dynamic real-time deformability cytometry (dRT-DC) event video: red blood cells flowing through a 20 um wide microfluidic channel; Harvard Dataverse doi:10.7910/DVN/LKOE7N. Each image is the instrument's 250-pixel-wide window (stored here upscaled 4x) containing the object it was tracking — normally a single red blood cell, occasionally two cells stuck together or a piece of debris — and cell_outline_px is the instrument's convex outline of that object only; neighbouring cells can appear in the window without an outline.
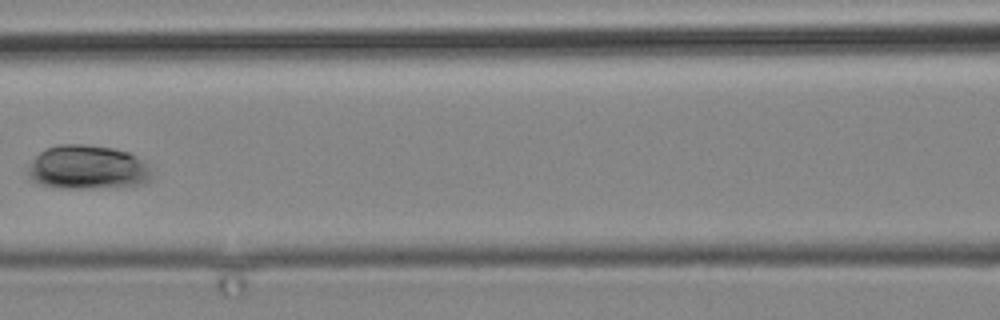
{"species": "common noctule bat (a hibernating species)", "species_latin": "Nyctalus noctula", "temperature_condition": "cold", "stored_images_in_passage": 12, "camera_frame_rate_fps": 3000, "um_per_image_px": 0.085, "animal": {"sex": "male", "body_mass_g": 19.2, "forearm_length_mm": 51.8}, "frame": {"image": 1, "passage_image": 6, "time_ms": 5.667, "image_size_px": [1000, 320], "cell_outline_px": [[152, 176], [148, 180], [140, 184], [92, 188], [60, 188], [40, 184], [32, 180], [28, 176], [28, 168], [36, 156], [44, 148], [60, 144], [84, 144], [112, 148], [128, 152], [144, 164], [148, 168]], "centroid_in_image_um": [7.37, 14.22], "position_along_channel_um": 159.2, "area_um2": 31.27}}
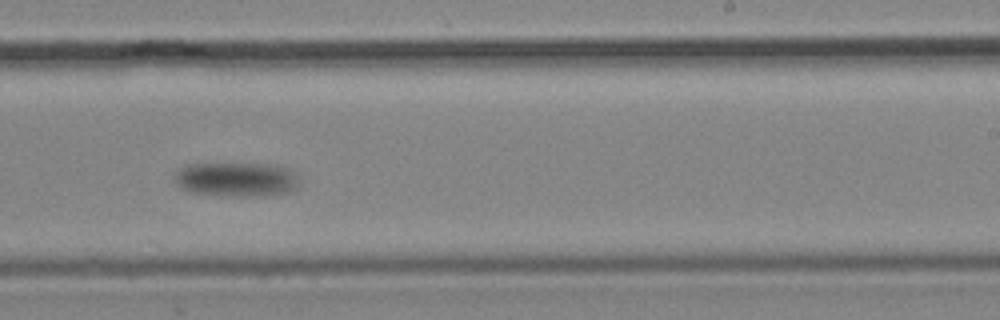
{"frame": {"image": 2, "passage_image": 10, "time_ms": 10.333, "image_size_px": [1000, 320], "cell_outline_px": [[300, 188], [288, 192], [252, 196], [220, 196], [188, 192], [180, 188], [176, 184], [176, 172], [184, 164], [280, 164], [288, 168], [300, 176]], "centroid_in_image_um": [20.14, 15.25], "position_along_channel_um": 268.9, "area_um2": 25.49}}
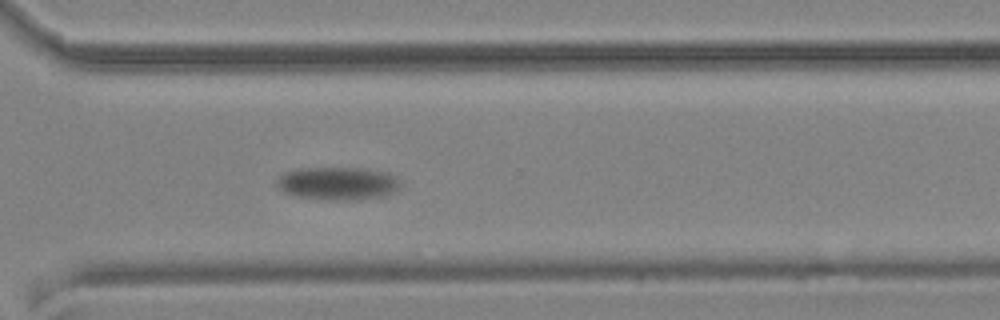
{"frame": {"image": 3, "passage_image": 12, "time_ms": 13.333, "image_size_px": [1000, 320], "cell_outline_px": [[400, 192], [384, 196], [348, 200], [332, 200], [296, 196], [284, 192], [276, 184], [276, 180], [284, 172], [300, 168], [360, 168], [388, 172], [400, 180]], "centroid_in_image_um": [28.76, 15.59], "position_along_channel_um": 341.8, "area_um2": 23.93}}